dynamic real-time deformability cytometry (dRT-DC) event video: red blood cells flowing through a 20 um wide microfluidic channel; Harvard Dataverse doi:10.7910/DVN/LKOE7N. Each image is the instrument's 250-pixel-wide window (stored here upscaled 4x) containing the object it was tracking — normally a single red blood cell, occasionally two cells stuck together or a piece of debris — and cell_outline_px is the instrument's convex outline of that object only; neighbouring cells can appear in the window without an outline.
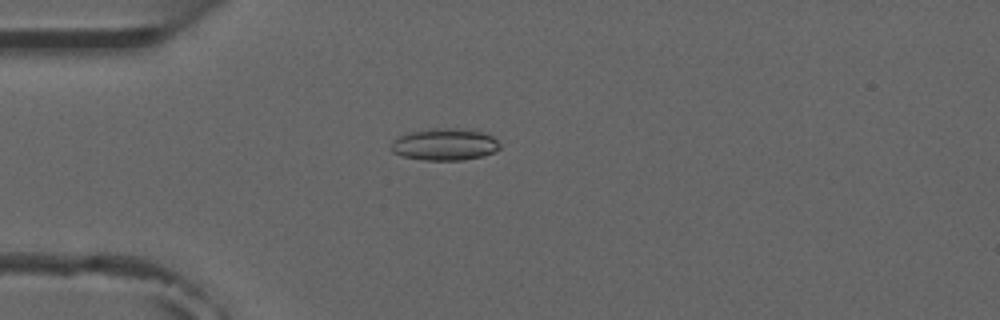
{"species": "common noctule bat (a hibernating species)", "species_latin": "Nyctalus noctula", "temperature_condition": "room temperature", "stored_images_in_passage": 2, "camera_frame_rate_fps": 3000, "um_per_image_px": 0.085, "animal": {"sex": "male", "forearm_length_mm": 52.5}, "frame": {"image": 1, "passage_image": 1, "time_ms": 0.0, "image_size_px": [1000, 320], "cell_outline_px": [[500, 148], [496, 152], [484, 156], [460, 160], [424, 160], [400, 156], [392, 152], [392, 140], [400, 136], [412, 132], [432, 128], [472, 128], [492, 136], [500, 144]], "centroid_in_image_um": [37.84, 12.27], "position_along_channel_um": 47.2, "area_um2": 20.46}}